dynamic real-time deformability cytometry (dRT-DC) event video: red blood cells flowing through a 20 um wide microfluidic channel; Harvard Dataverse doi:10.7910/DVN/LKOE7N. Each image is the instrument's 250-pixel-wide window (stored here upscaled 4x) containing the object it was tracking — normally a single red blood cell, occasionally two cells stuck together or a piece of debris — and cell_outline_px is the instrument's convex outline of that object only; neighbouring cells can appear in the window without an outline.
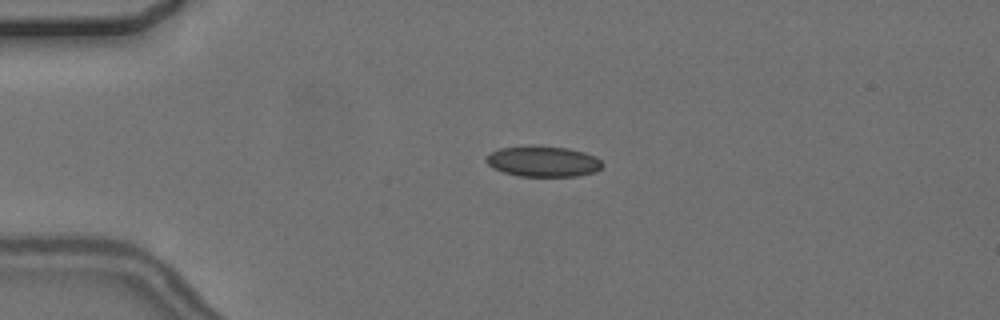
{"species": "common noctule bat (a hibernating species)", "species_latin": "Nyctalus noctula", "temperature_condition": "cold", "stored_images_in_passage": 4, "camera_frame_rate_fps": 3000, "um_per_image_px": 0.085, "animal": {"sex": "female", "body_mass_g": 24.6, "forearm_length_mm": 56.2}, "frame": {"image": 1, "passage_image": 3, "time_ms": 2.333, "image_size_px": [1000, 320], "cell_outline_px": [[604, 164], [596, 172], [580, 176], [520, 176], [504, 172], [492, 168], [484, 160], [492, 152], [500, 148], [524, 144], [540, 144], [568, 148], [584, 152], [596, 156]], "centroid_in_image_um": [46.17, 13.69], "position_along_channel_um": 38.8, "area_um2": 21.33}}